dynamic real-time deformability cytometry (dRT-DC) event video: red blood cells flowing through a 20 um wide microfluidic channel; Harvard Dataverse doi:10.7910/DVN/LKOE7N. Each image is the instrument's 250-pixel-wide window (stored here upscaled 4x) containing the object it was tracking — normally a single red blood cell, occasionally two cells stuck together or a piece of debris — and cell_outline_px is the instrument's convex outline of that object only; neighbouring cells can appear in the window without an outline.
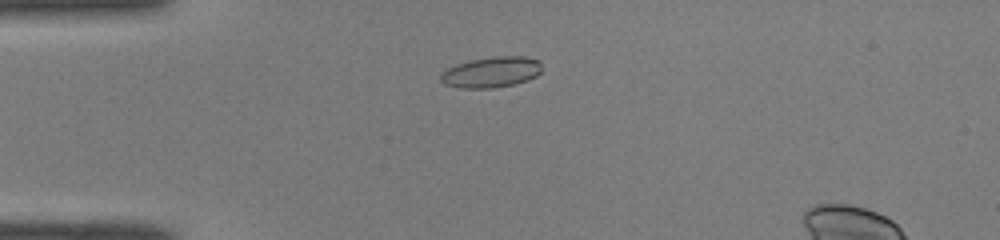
{"species": "common noctule bat (a hibernating species)", "species_latin": "Nyctalus noctula", "temperature_condition": "room temperature", "stored_images_in_passage": 44, "camera_frame_rate_fps": 3000, "um_per_image_px": 0.085, "animal": {"sex": "male", "body_mass_g": 19.0, "forearm_length_mm": 50.8}, "frame": {"image": 1, "passage_image": 8, "time_ms": 2.333, "image_size_px": [1000, 240], "cell_outline_px": [[540, 72], [536, 76], [528, 80], [512, 84], [492, 88], [460, 88], [444, 84], [440, 80], [440, 72], [456, 64], [472, 60], [496, 56], [524, 56], [540, 60]], "centroid_in_image_um": [41.74, 6.13], "position_along_channel_um": 43.3, "area_um2": 18.09}}
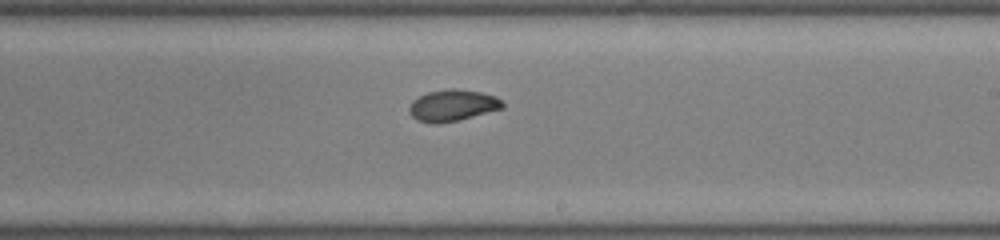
{"frame": {"image": 2, "passage_image": 25, "time_ms": 8.0, "image_size_px": [1000, 240], "cell_outline_px": [[504, 108], [456, 120], [436, 124], [432, 124], [416, 120], [408, 112], [408, 108], [412, 100], [428, 92], [452, 88], [456, 88], [480, 92], [496, 96], [504, 104]], "centroid_in_image_um": [38.43, 8.96], "position_along_channel_um": 250.6, "area_um2": 17.05}}
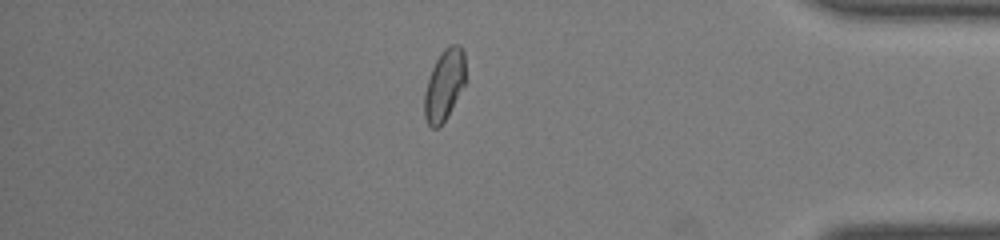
{"frame": {"image": 3, "passage_image": 38, "time_ms": 12.333, "image_size_px": [1000, 240], "cell_outline_px": [[464, 84], [444, 120], [436, 128], [432, 128], [428, 124], [424, 116], [424, 92], [432, 68], [440, 52], [444, 48], [452, 44], [460, 44], [464, 52]], "centroid_in_image_um": [37.74, 7.18], "position_along_channel_um": 397.5, "area_um2": 16.59}, "authors_computed_cell_mechanics": {"area_um2": 17.2822, "velocity_mm_per_s": 4.0867, "shape_relaxation_time_tau1_ms": 5.5527, "shape_relaxation_time_tau2_ms": 3.2253, "deformation_change_tau1": 0.1243, "deformation_change_tau2": 0.066}}